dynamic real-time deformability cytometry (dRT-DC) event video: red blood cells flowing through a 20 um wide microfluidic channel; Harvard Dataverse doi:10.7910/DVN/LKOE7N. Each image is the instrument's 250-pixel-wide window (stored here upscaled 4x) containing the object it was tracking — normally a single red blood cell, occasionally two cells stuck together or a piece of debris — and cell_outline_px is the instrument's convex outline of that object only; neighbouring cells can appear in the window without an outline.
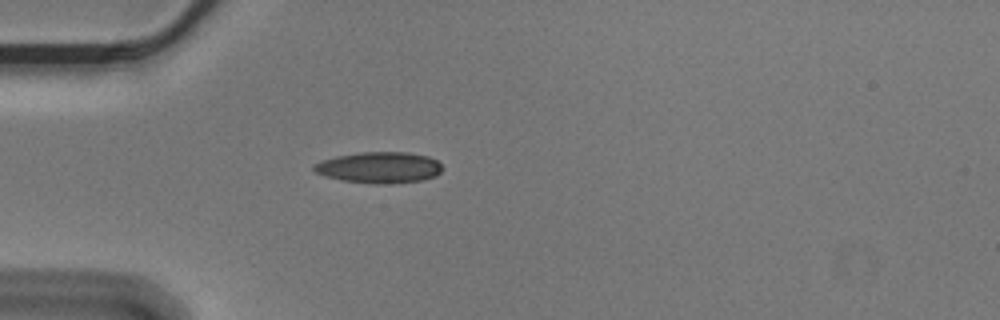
{"species": "Egyptian fruit bat (a non-hibernating species)", "species_latin": "Rousettus aegyptiacus", "temperature_condition": "cold", "stored_images_in_passage": 41, "camera_frame_rate_fps": 3000, "um_per_image_px": 0.085, "animal": {"sex": "male"}, "frame": {"image": 1, "passage_image": 1, "time_ms": 0.0, "image_size_px": [1000, 320], "cell_outline_px": [[444, 168], [436, 176], [420, 180], [392, 184], [376, 184], [340, 180], [324, 176], [316, 172], [312, 168], [312, 164], [336, 156], [360, 152], [408, 152], [428, 156], [436, 160]], "centroid_in_image_um": [32.23, 14.24], "position_along_channel_um": 52.8, "area_um2": 23.47}}
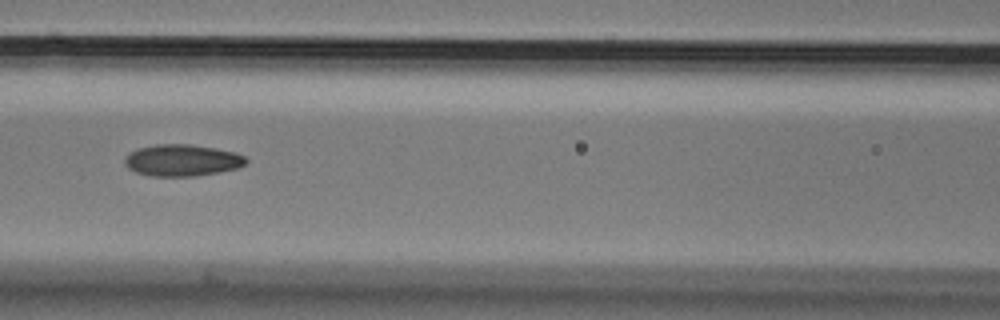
{"frame": {"image": 2, "passage_image": 10, "time_ms": 3.0, "image_size_px": [1000, 320], "cell_outline_px": [[248, 160], [244, 164], [236, 168], [196, 176], [152, 176], [136, 172], [128, 168], [124, 164], [124, 156], [128, 152], [140, 148], [156, 144], [192, 144], [216, 148], [236, 152], [244, 156]], "centroid_in_image_um": [15.45, 13.61], "position_along_channel_um": 151.2, "area_um2": 22.43}}
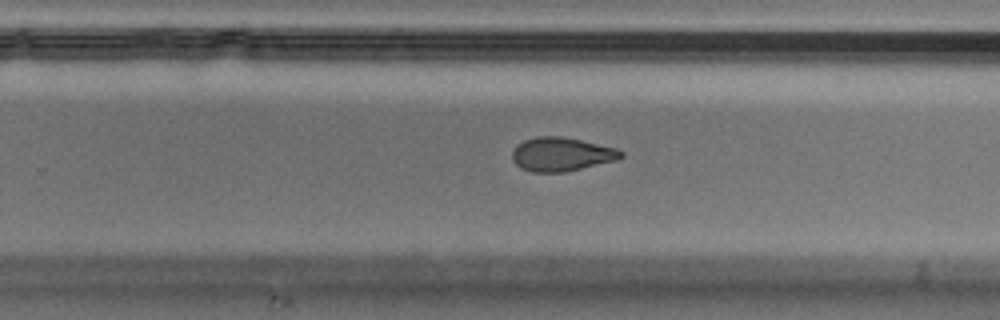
{"frame": {"image": 3, "passage_image": 21, "time_ms": 6.667, "image_size_px": [1000, 320], "cell_outline_px": [[624, 156], [616, 160], [564, 172], [532, 172], [520, 168], [512, 160], [512, 152], [516, 144], [524, 140], [536, 136], [560, 136], [580, 140], [616, 148], [624, 152]], "centroid_in_image_um": [47.69, 13.11], "position_along_channel_um": 282.1, "area_um2": 21.39}, "authors_computed_cell_mechanics": {"area_um2": 22.4842, "velocity_mm_per_s": 3.5755, "shape_relaxation_time_tau1_ms": null, "shape_relaxation_time_tau2_ms": 4.1862, "deformation_change_tau1": null, "deformation_change_tau2": 0.1089}}